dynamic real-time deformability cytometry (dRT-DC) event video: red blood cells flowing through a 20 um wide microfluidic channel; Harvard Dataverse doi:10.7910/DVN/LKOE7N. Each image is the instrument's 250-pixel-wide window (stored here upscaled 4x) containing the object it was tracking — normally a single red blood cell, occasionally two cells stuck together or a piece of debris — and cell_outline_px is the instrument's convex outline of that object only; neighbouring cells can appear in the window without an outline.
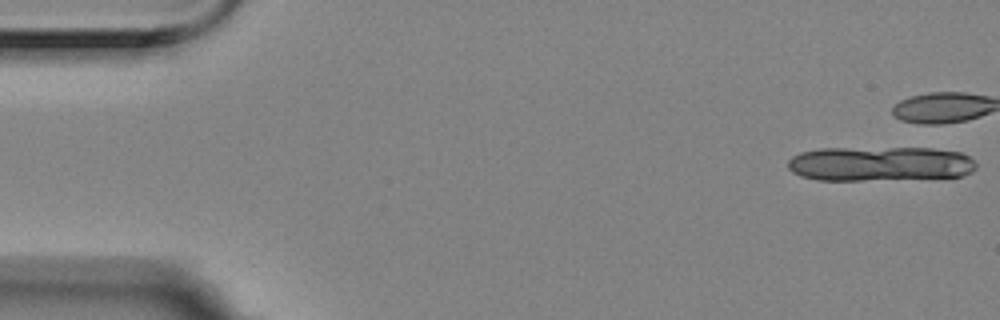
{"species": "Egyptian fruit bat (a non-hibernating species)", "species_latin": "Rousettus aegyptiacus", "temperature_condition": "room temperature", "stored_images_in_passage": 5, "camera_frame_rate_fps": 3000, "um_per_image_px": 0.085, "animal": {"sex": "female"}, "frame": {"image": 1, "passage_image": 1, "time_ms": 0.0, "image_size_px": [1000, 320], "cell_outline_px": [[976, 168], [972, 172], [960, 176], [860, 180], [820, 180], [800, 176], [792, 172], [788, 168], [788, 160], [792, 156], [800, 152], [820, 148], [932, 148], [960, 152], [968, 156], [976, 164]], "centroid_in_image_um": [74.75, 13.91], "position_along_channel_um": 10.2, "area_um2": 37.92}}